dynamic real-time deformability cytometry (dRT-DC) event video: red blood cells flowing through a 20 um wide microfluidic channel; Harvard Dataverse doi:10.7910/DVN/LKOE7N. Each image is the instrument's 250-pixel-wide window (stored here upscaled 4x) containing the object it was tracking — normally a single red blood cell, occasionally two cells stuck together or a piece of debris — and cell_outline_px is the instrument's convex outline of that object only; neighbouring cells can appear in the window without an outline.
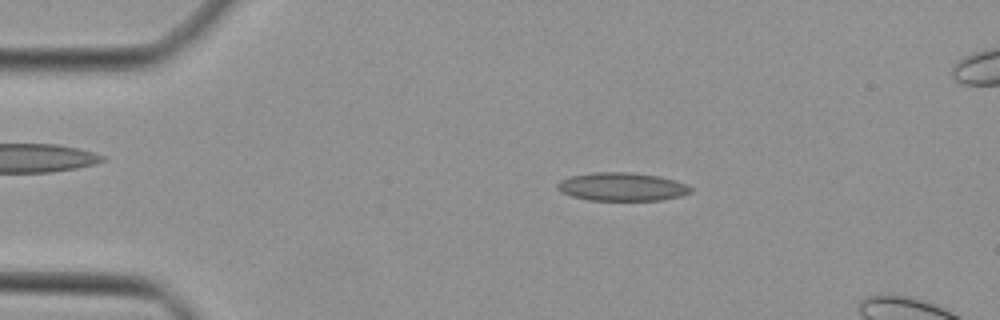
{"species": "Egyptian fruit bat (a non-hibernating species)", "species_latin": "Rousettus aegyptiacus", "temperature_condition": "cold", "stored_images_in_passage": 38, "segment_of_instrument_passage": [1, 2], "camera_frame_rate_fps": 3000, "um_per_image_px": 0.085, "animal": {"sex": "female"}, "frame": {"image": 1, "passage_image": 2, "time_ms": 0.333, "image_size_px": [1000, 320], "cell_outline_px": [[692, 192], [680, 196], [660, 200], [588, 200], [572, 196], [556, 188], [556, 184], [560, 180], [572, 176], [592, 172], [632, 172], [660, 176], [676, 180], [688, 184], [692, 188]], "centroid_in_image_um": [52.9, 15.86], "position_along_channel_um": 32.1, "area_um2": 22.08}}
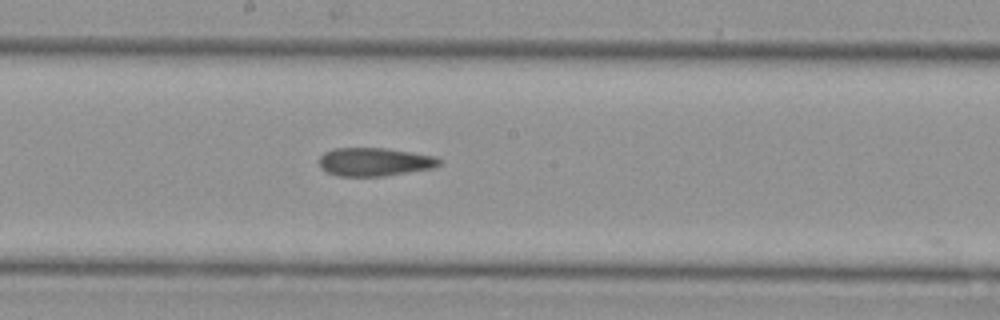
{"frame": {"image": 2, "passage_image": 18, "time_ms": 5.667, "image_size_px": [1000, 320], "cell_outline_px": [[440, 164], [436, 168], [384, 176], [336, 176], [320, 168], [320, 156], [324, 152], [332, 148], [384, 148], [436, 156], [440, 160]], "centroid_in_image_um": [31.84, 13.76], "position_along_channel_um": 216.4, "area_um2": 19.94}}
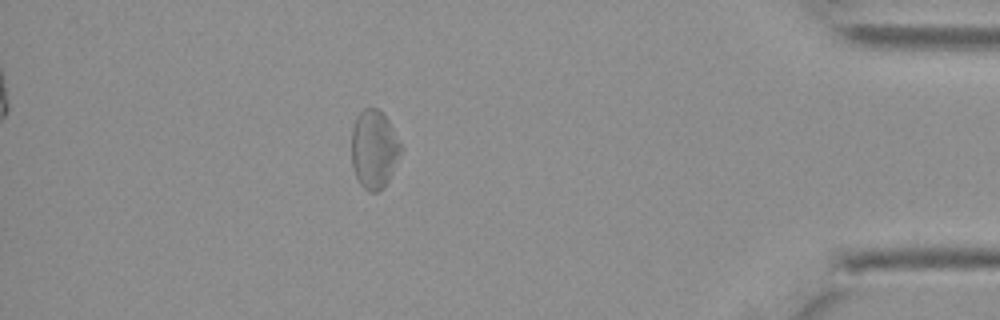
{"frame": {"image": 3, "passage_image": 34, "time_ms": 11.0, "image_size_px": [1000, 320], "cell_outline_px": [[404, 148], [388, 180], [376, 192], [368, 192], [360, 184], [352, 168], [352, 128], [356, 116], [364, 108], [376, 108], [388, 120], [400, 140]], "centroid_in_image_um": [31.8, 12.67], "position_along_channel_um": 403.4, "area_um2": 22.54}}